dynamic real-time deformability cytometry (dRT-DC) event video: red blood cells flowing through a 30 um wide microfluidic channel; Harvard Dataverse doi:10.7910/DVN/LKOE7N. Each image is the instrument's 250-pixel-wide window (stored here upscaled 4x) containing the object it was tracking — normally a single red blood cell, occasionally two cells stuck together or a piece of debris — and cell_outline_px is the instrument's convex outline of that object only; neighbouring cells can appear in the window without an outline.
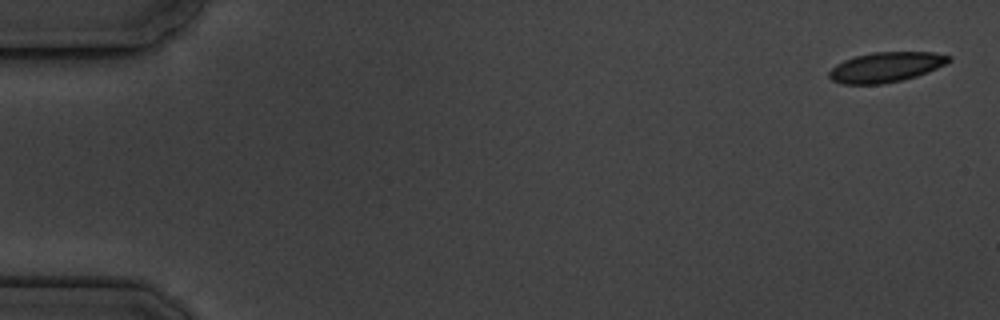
{"species": "common noctule bat (a hibernating species)", "species_latin": "Nyctalus noctula", "temperature_condition": "cold", "stored_images_in_passage": 5, "camera_frame_rate_fps": 3000, "um_per_image_px": 0.085, "animal": {"sex": "male", "body_mass_g": 19.5, "forearm_length_mm": 54.6}, "frame": {"image": 1, "passage_image": 1, "time_ms": 0.0, "image_size_px": [1000, 320], "cell_outline_px": [[952, 60], [928, 72], [916, 76], [900, 80], [880, 84], [840, 84], [832, 80], [828, 76], [828, 72], [836, 64], [844, 60], [856, 56], [872, 52], [932, 52], [952, 56]], "centroid_in_image_um": [75.28, 5.7], "position_along_channel_um": 9.7, "area_um2": 20.87}}